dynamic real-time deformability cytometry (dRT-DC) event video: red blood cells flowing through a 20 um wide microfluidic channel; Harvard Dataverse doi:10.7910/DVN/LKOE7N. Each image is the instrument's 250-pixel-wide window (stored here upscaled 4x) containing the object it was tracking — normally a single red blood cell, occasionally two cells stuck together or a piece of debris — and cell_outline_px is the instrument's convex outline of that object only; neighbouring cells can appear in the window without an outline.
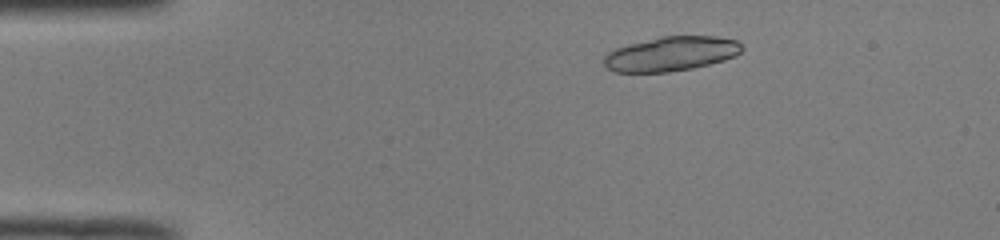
{"species": "common noctule bat (a hibernating species)", "species_latin": "Nyctalus noctula", "temperature_condition": "room temperature", "stored_images_in_passage": 48, "camera_frame_rate_fps": 3000, "um_per_image_px": 0.085, "animal": {"sex": "male", "body_mass_g": 19.0, "forearm_length_mm": 50.8}, "frame": {"image": 1, "passage_image": 7, "time_ms": 2.0, "image_size_px": [1000, 240], "cell_outline_px": [[744, 48], [736, 56], [724, 60], [692, 68], [668, 72], [612, 72], [604, 64], [604, 56], [608, 52], [616, 48], [628, 44], [660, 36], [716, 36], [736, 40]], "centroid_in_image_um": [57.03, 4.57], "position_along_channel_um": 28.0, "area_um2": 27.74}}